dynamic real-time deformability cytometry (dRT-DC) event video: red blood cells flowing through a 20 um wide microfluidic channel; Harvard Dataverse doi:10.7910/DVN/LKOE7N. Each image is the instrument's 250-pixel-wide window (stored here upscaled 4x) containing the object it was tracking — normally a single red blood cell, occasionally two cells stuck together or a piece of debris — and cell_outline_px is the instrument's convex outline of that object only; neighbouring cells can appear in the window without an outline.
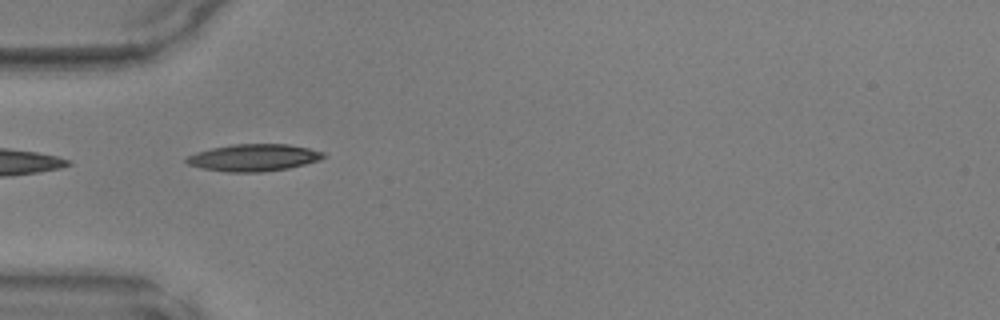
{"species": "common noctule bat (a hibernating species)", "species_latin": "Nyctalus noctula", "temperature_condition": "warm", "stored_images_in_passage": 20, "camera_frame_rate_fps": 3000, "um_per_image_px": 0.085, "animal": {"sex": "male", "body_mass_g": 17.9, "forearm_length_mm": 54.2}, "frame": {"image": 1, "passage_image": 1, "time_ms": 0.0, "image_size_px": [1000, 320], "cell_outline_px": [[328, 156], [320, 160], [288, 168], [260, 172], [228, 172], [200, 168], [188, 164], [184, 160], [188, 156], [196, 152], [212, 148], [232, 144], [288, 144], [308, 148], [324, 152]], "centroid_in_image_um": [21.57, 13.39], "position_along_channel_um": 63.4, "area_um2": 21.62}}